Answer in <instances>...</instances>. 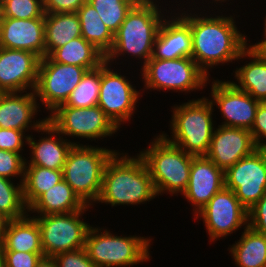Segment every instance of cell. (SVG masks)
<instances>
[{
	"label": "cell",
	"mask_w": 266,
	"mask_h": 267,
	"mask_svg": "<svg viewBox=\"0 0 266 267\" xmlns=\"http://www.w3.org/2000/svg\"><path fill=\"white\" fill-rule=\"evenodd\" d=\"M181 14L190 24L191 58L207 76L210 67L243 58L242 51L248 45L247 39L237 30L232 16L200 17L195 13V16L191 13V16Z\"/></svg>",
	"instance_id": "cell-1"
},
{
	"label": "cell",
	"mask_w": 266,
	"mask_h": 267,
	"mask_svg": "<svg viewBox=\"0 0 266 267\" xmlns=\"http://www.w3.org/2000/svg\"><path fill=\"white\" fill-rule=\"evenodd\" d=\"M115 153L106 163L102 189L96 202L111 206L133 205L150 201L157 196L153 180L144 160L128 153L119 158Z\"/></svg>",
	"instance_id": "cell-2"
},
{
	"label": "cell",
	"mask_w": 266,
	"mask_h": 267,
	"mask_svg": "<svg viewBox=\"0 0 266 267\" xmlns=\"http://www.w3.org/2000/svg\"><path fill=\"white\" fill-rule=\"evenodd\" d=\"M158 7L154 0H139L132 7L114 34L113 46L105 56L108 63L128 53L144 59L143 66L146 64L152 57L154 42L164 19Z\"/></svg>",
	"instance_id": "cell-3"
},
{
	"label": "cell",
	"mask_w": 266,
	"mask_h": 267,
	"mask_svg": "<svg viewBox=\"0 0 266 267\" xmlns=\"http://www.w3.org/2000/svg\"><path fill=\"white\" fill-rule=\"evenodd\" d=\"M139 156L150 172L157 195L165 191L172 195L183 194L189 183L194 155L184 152L159 134Z\"/></svg>",
	"instance_id": "cell-4"
},
{
	"label": "cell",
	"mask_w": 266,
	"mask_h": 267,
	"mask_svg": "<svg viewBox=\"0 0 266 267\" xmlns=\"http://www.w3.org/2000/svg\"><path fill=\"white\" fill-rule=\"evenodd\" d=\"M213 106L205 97L174 106L170 122L172 139L166 134L162 135L186 153L194 156L206 155L215 129L212 120Z\"/></svg>",
	"instance_id": "cell-5"
},
{
	"label": "cell",
	"mask_w": 266,
	"mask_h": 267,
	"mask_svg": "<svg viewBox=\"0 0 266 267\" xmlns=\"http://www.w3.org/2000/svg\"><path fill=\"white\" fill-rule=\"evenodd\" d=\"M115 153V150L80 143L69 150L62 169L63 179L86 205L98 200L105 165Z\"/></svg>",
	"instance_id": "cell-6"
},
{
	"label": "cell",
	"mask_w": 266,
	"mask_h": 267,
	"mask_svg": "<svg viewBox=\"0 0 266 267\" xmlns=\"http://www.w3.org/2000/svg\"><path fill=\"white\" fill-rule=\"evenodd\" d=\"M100 231L90 226L85 238L84 248L95 267H127L150 258V238L121 237L112 235L107 229Z\"/></svg>",
	"instance_id": "cell-7"
},
{
	"label": "cell",
	"mask_w": 266,
	"mask_h": 267,
	"mask_svg": "<svg viewBox=\"0 0 266 267\" xmlns=\"http://www.w3.org/2000/svg\"><path fill=\"white\" fill-rule=\"evenodd\" d=\"M146 89L190 92L204 88L208 76L192 58L160 60L150 58L142 68Z\"/></svg>",
	"instance_id": "cell-8"
},
{
	"label": "cell",
	"mask_w": 266,
	"mask_h": 267,
	"mask_svg": "<svg viewBox=\"0 0 266 267\" xmlns=\"http://www.w3.org/2000/svg\"><path fill=\"white\" fill-rule=\"evenodd\" d=\"M90 206L72 213L39 215L37 220L40 229L41 246L46 257L82 249L90 224L80 220ZM80 216V218H79Z\"/></svg>",
	"instance_id": "cell-9"
},
{
	"label": "cell",
	"mask_w": 266,
	"mask_h": 267,
	"mask_svg": "<svg viewBox=\"0 0 266 267\" xmlns=\"http://www.w3.org/2000/svg\"><path fill=\"white\" fill-rule=\"evenodd\" d=\"M47 121L61 134L94 139L112 136L119 130L98 106L74 108L60 105Z\"/></svg>",
	"instance_id": "cell-10"
},
{
	"label": "cell",
	"mask_w": 266,
	"mask_h": 267,
	"mask_svg": "<svg viewBox=\"0 0 266 267\" xmlns=\"http://www.w3.org/2000/svg\"><path fill=\"white\" fill-rule=\"evenodd\" d=\"M87 70L80 66L54 62L49 56L41 58L34 90L36 97L53 112L67 101Z\"/></svg>",
	"instance_id": "cell-11"
},
{
	"label": "cell",
	"mask_w": 266,
	"mask_h": 267,
	"mask_svg": "<svg viewBox=\"0 0 266 267\" xmlns=\"http://www.w3.org/2000/svg\"><path fill=\"white\" fill-rule=\"evenodd\" d=\"M225 187L250 210L266 192V158L257 148L225 172Z\"/></svg>",
	"instance_id": "cell-12"
},
{
	"label": "cell",
	"mask_w": 266,
	"mask_h": 267,
	"mask_svg": "<svg viewBox=\"0 0 266 267\" xmlns=\"http://www.w3.org/2000/svg\"><path fill=\"white\" fill-rule=\"evenodd\" d=\"M105 61L101 64V83L97 105L112 123L120 128L124 121L130 120L139 100V91L123 75L114 72Z\"/></svg>",
	"instance_id": "cell-13"
},
{
	"label": "cell",
	"mask_w": 266,
	"mask_h": 267,
	"mask_svg": "<svg viewBox=\"0 0 266 267\" xmlns=\"http://www.w3.org/2000/svg\"><path fill=\"white\" fill-rule=\"evenodd\" d=\"M206 225L210 240L226 237L241 226H248V210L240 203L235 193L223 187L196 214Z\"/></svg>",
	"instance_id": "cell-14"
},
{
	"label": "cell",
	"mask_w": 266,
	"mask_h": 267,
	"mask_svg": "<svg viewBox=\"0 0 266 267\" xmlns=\"http://www.w3.org/2000/svg\"><path fill=\"white\" fill-rule=\"evenodd\" d=\"M213 82L210 101L218 106L223 115L225 121L222 126L250 130L260 102L247 92L237 89L231 81Z\"/></svg>",
	"instance_id": "cell-15"
},
{
	"label": "cell",
	"mask_w": 266,
	"mask_h": 267,
	"mask_svg": "<svg viewBox=\"0 0 266 267\" xmlns=\"http://www.w3.org/2000/svg\"><path fill=\"white\" fill-rule=\"evenodd\" d=\"M39 63L32 52L0 47V89L5 93L34 91Z\"/></svg>",
	"instance_id": "cell-16"
},
{
	"label": "cell",
	"mask_w": 266,
	"mask_h": 267,
	"mask_svg": "<svg viewBox=\"0 0 266 267\" xmlns=\"http://www.w3.org/2000/svg\"><path fill=\"white\" fill-rule=\"evenodd\" d=\"M256 149L257 146L248 129L219 125L213 131L206 156L225 172Z\"/></svg>",
	"instance_id": "cell-17"
},
{
	"label": "cell",
	"mask_w": 266,
	"mask_h": 267,
	"mask_svg": "<svg viewBox=\"0 0 266 267\" xmlns=\"http://www.w3.org/2000/svg\"><path fill=\"white\" fill-rule=\"evenodd\" d=\"M45 14L40 18H3L0 25V47L25 50L45 57Z\"/></svg>",
	"instance_id": "cell-18"
},
{
	"label": "cell",
	"mask_w": 266,
	"mask_h": 267,
	"mask_svg": "<svg viewBox=\"0 0 266 267\" xmlns=\"http://www.w3.org/2000/svg\"><path fill=\"white\" fill-rule=\"evenodd\" d=\"M225 187L224 171L218 168L206 155L192 159L189 183L183 196L195 206V215L210 199Z\"/></svg>",
	"instance_id": "cell-19"
},
{
	"label": "cell",
	"mask_w": 266,
	"mask_h": 267,
	"mask_svg": "<svg viewBox=\"0 0 266 267\" xmlns=\"http://www.w3.org/2000/svg\"><path fill=\"white\" fill-rule=\"evenodd\" d=\"M172 17L171 20L170 18L169 20L163 19L154 42L151 58L160 60L191 58L190 24L181 15Z\"/></svg>",
	"instance_id": "cell-20"
},
{
	"label": "cell",
	"mask_w": 266,
	"mask_h": 267,
	"mask_svg": "<svg viewBox=\"0 0 266 267\" xmlns=\"http://www.w3.org/2000/svg\"><path fill=\"white\" fill-rule=\"evenodd\" d=\"M22 93L20 92L18 95L17 92H9L2 96L0 100V128L23 132L32 128L37 131L47 120L46 117L31 123L39 107L38 102H36L37 97L35 91H30V93L26 91V94L23 95Z\"/></svg>",
	"instance_id": "cell-21"
},
{
	"label": "cell",
	"mask_w": 266,
	"mask_h": 267,
	"mask_svg": "<svg viewBox=\"0 0 266 267\" xmlns=\"http://www.w3.org/2000/svg\"><path fill=\"white\" fill-rule=\"evenodd\" d=\"M37 132H45L50 136H46L35 142L33 137L29 135L27 144L31 147V159L25 163L27 166H40L43 168L62 170L69 150L74 142L63 139L60 133L47 120L37 130ZM58 135V138L54 135ZM62 137V138H61Z\"/></svg>",
	"instance_id": "cell-22"
},
{
	"label": "cell",
	"mask_w": 266,
	"mask_h": 267,
	"mask_svg": "<svg viewBox=\"0 0 266 267\" xmlns=\"http://www.w3.org/2000/svg\"><path fill=\"white\" fill-rule=\"evenodd\" d=\"M28 216L8 221L1 251L43 252L37 220Z\"/></svg>",
	"instance_id": "cell-23"
},
{
	"label": "cell",
	"mask_w": 266,
	"mask_h": 267,
	"mask_svg": "<svg viewBox=\"0 0 266 267\" xmlns=\"http://www.w3.org/2000/svg\"><path fill=\"white\" fill-rule=\"evenodd\" d=\"M86 204L63 179L41 194L29 207L28 212L39 215L72 213L82 210Z\"/></svg>",
	"instance_id": "cell-24"
},
{
	"label": "cell",
	"mask_w": 266,
	"mask_h": 267,
	"mask_svg": "<svg viewBox=\"0 0 266 267\" xmlns=\"http://www.w3.org/2000/svg\"><path fill=\"white\" fill-rule=\"evenodd\" d=\"M242 57L253 58V60L237 68L235 77L239 82L231 83L237 89L250 94L255 100L266 102V61L249 45L242 51Z\"/></svg>",
	"instance_id": "cell-25"
},
{
	"label": "cell",
	"mask_w": 266,
	"mask_h": 267,
	"mask_svg": "<svg viewBox=\"0 0 266 267\" xmlns=\"http://www.w3.org/2000/svg\"><path fill=\"white\" fill-rule=\"evenodd\" d=\"M45 56L69 41L81 36V25L76 12L45 13Z\"/></svg>",
	"instance_id": "cell-26"
},
{
	"label": "cell",
	"mask_w": 266,
	"mask_h": 267,
	"mask_svg": "<svg viewBox=\"0 0 266 267\" xmlns=\"http://www.w3.org/2000/svg\"><path fill=\"white\" fill-rule=\"evenodd\" d=\"M49 57L57 63L95 69L106 61L105 55L82 36L55 49Z\"/></svg>",
	"instance_id": "cell-27"
},
{
	"label": "cell",
	"mask_w": 266,
	"mask_h": 267,
	"mask_svg": "<svg viewBox=\"0 0 266 267\" xmlns=\"http://www.w3.org/2000/svg\"><path fill=\"white\" fill-rule=\"evenodd\" d=\"M241 238L230 248L238 267H266V235L244 226Z\"/></svg>",
	"instance_id": "cell-28"
},
{
	"label": "cell",
	"mask_w": 266,
	"mask_h": 267,
	"mask_svg": "<svg viewBox=\"0 0 266 267\" xmlns=\"http://www.w3.org/2000/svg\"><path fill=\"white\" fill-rule=\"evenodd\" d=\"M76 13L80 20L81 36L106 56L113 46L114 34L88 1Z\"/></svg>",
	"instance_id": "cell-29"
},
{
	"label": "cell",
	"mask_w": 266,
	"mask_h": 267,
	"mask_svg": "<svg viewBox=\"0 0 266 267\" xmlns=\"http://www.w3.org/2000/svg\"><path fill=\"white\" fill-rule=\"evenodd\" d=\"M62 180V170L25 165L23 197L26 206L29 207L41 194Z\"/></svg>",
	"instance_id": "cell-30"
},
{
	"label": "cell",
	"mask_w": 266,
	"mask_h": 267,
	"mask_svg": "<svg viewBox=\"0 0 266 267\" xmlns=\"http://www.w3.org/2000/svg\"><path fill=\"white\" fill-rule=\"evenodd\" d=\"M100 83L101 65L95 69L86 71L80 83L74 88L67 101L62 105L74 108L96 106L99 100Z\"/></svg>",
	"instance_id": "cell-31"
},
{
	"label": "cell",
	"mask_w": 266,
	"mask_h": 267,
	"mask_svg": "<svg viewBox=\"0 0 266 267\" xmlns=\"http://www.w3.org/2000/svg\"><path fill=\"white\" fill-rule=\"evenodd\" d=\"M27 212L28 207L23 197V184L16 186L10 179L0 176V213L7 219L14 220L26 216Z\"/></svg>",
	"instance_id": "cell-32"
},
{
	"label": "cell",
	"mask_w": 266,
	"mask_h": 267,
	"mask_svg": "<svg viewBox=\"0 0 266 267\" xmlns=\"http://www.w3.org/2000/svg\"><path fill=\"white\" fill-rule=\"evenodd\" d=\"M93 5L103 23L115 34L128 12L139 0H87Z\"/></svg>",
	"instance_id": "cell-33"
},
{
	"label": "cell",
	"mask_w": 266,
	"mask_h": 267,
	"mask_svg": "<svg viewBox=\"0 0 266 267\" xmlns=\"http://www.w3.org/2000/svg\"><path fill=\"white\" fill-rule=\"evenodd\" d=\"M2 5L6 18L33 19L45 14L43 0H2Z\"/></svg>",
	"instance_id": "cell-34"
},
{
	"label": "cell",
	"mask_w": 266,
	"mask_h": 267,
	"mask_svg": "<svg viewBox=\"0 0 266 267\" xmlns=\"http://www.w3.org/2000/svg\"><path fill=\"white\" fill-rule=\"evenodd\" d=\"M26 159L21 154L0 149V176L11 179V177H22L23 184Z\"/></svg>",
	"instance_id": "cell-35"
},
{
	"label": "cell",
	"mask_w": 266,
	"mask_h": 267,
	"mask_svg": "<svg viewBox=\"0 0 266 267\" xmlns=\"http://www.w3.org/2000/svg\"><path fill=\"white\" fill-rule=\"evenodd\" d=\"M4 267H36L44 252L1 251Z\"/></svg>",
	"instance_id": "cell-36"
},
{
	"label": "cell",
	"mask_w": 266,
	"mask_h": 267,
	"mask_svg": "<svg viewBox=\"0 0 266 267\" xmlns=\"http://www.w3.org/2000/svg\"><path fill=\"white\" fill-rule=\"evenodd\" d=\"M53 258L58 267H95L85 248L62 252Z\"/></svg>",
	"instance_id": "cell-37"
},
{
	"label": "cell",
	"mask_w": 266,
	"mask_h": 267,
	"mask_svg": "<svg viewBox=\"0 0 266 267\" xmlns=\"http://www.w3.org/2000/svg\"><path fill=\"white\" fill-rule=\"evenodd\" d=\"M25 132L15 129L0 128V149L6 151H12L15 153H21L24 145L29 136H24ZM24 138V139H23Z\"/></svg>",
	"instance_id": "cell-38"
},
{
	"label": "cell",
	"mask_w": 266,
	"mask_h": 267,
	"mask_svg": "<svg viewBox=\"0 0 266 267\" xmlns=\"http://www.w3.org/2000/svg\"><path fill=\"white\" fill-rule=\"evenodd\" d=\"M248 227L266 235V192L263 197L248 210Z\"/></svg>",
	"instance_id": "cell-39"
},
{
	"label": "cell",
	"mask_w": 266,
	"mask_h": 267,
	"mask_svg": "<svg viewBox=\"0 0 266 267\" xmlns=\"http://www.w3.org/2000/svg\"><path fill=\"white\" fill-rule=\"evenodd\" d=\"M249 131L255 145L259 148L264 141L263 139L261 141V138L264 137L266 140V102L259 103L252 128Z\"/></svg>",
	"instance_id": "cell-40"
},
{
	"label": "cell",
	"mask_w": 266,
	"mask_h": 267,
	"mask_svg": "<svg viewBox=\"0 0 266 267\" xmlns=\"http://www.w3.org/2000/svg\"><path fill=\"white\" fill-rule=\"evenodd\" d=\"M87 0H43L45 13L77 12Z\"/></svg>",
	"instance_id": "cell-41"
},
{
	"label": "cell",
	"mask_w": 266,
	"mask_h": 267,
	"mask_svg": "<svg viewBox=\"0 0 266 267\" xmlns=\"http://www.w3.org/2000/svg\"><path fill=\"white\" fill-rule=\"evenodd\" d=\"M264 33L265 37L261 42L249 46L266 61V29H264Z\"/></svg>",
	"instance_id": "cell-42"
},
{
	"label": "cell",
	"mask_w": 266,
	"mask_h": 267,
	"mask_svg": "<svg viewBox=\"0 0 266 267\" xmlns=\"http://www.w3.org/2000/svg\"><path fill=\"white\" fill-rule=\"evenodd\" d=\"M36 267H58L53 257H42Z\"/></svg>",
	"instance_id": "cell-43"
},
{
	"label": "cell",
	"mask_w": 266,
	"mask_h": 267,
	"mask_svg": "<svg viewBox=\"0 0 266 267\" xmlns=\"http://www.w3.org/2000/svg\"><path fill=\"white\" fill-rule=\"evenodd\" d=\"M9 219L0 213V247L2 246L4 240L5 229Z\"/></svg>",
	"instance_id": "cell-44"
},
{
	"label": "cell",
	"mask_w": 266,
	"mask_h": 267,
	"mask_svg": "<svg viewBox=\"0 0 266 267\" xmlns=\"http://www.w3.org/2000/svg\"><path fill=\"white\" fill-rule=\"evenodd\" d=\"M3 18H4V15H3V5H2V0H0V25L3 22Z\"/></svg>",
	"instance_id": "cell-45"
},
{
	"label": "cell",
	"mask_w": 266,
	"mask_h": 267,
	"mask_svg": "<svg viewBox=\"0 0 266 267\" xmlns=\"http://www.w3.org/2000/svg\"><path fill=\"white\" fill-rule=\"evenodd\" d=\"M259 149L262 151V153L264 154L265 158H266V142H264Z\"/></svg>",
	"instance_id": "cell-46"
},
{
	"label": "cell",
	"mask_w": 266,
	"mask_h": 267,
	"mask_svg": "<svg viewBox=\"0 0 266 267\" xmlns=\"http://www.w3.org/2000/svg\"><path fill=\"white\" fill-rule=\"evenodd\" d=\"M0 267H4L3 256H2L1 250H0Z\"/></svg>",
	"instance_id": "cell-47"
},
{
	"label": "cell",
	"mask_w": 266,
	"mask_h": 267,
	"mask_svg": "<svg viewBox=\"0 0 266 267\" xmlns=\"http://www.w3.org/2000/svg\"><path fill=\"white\" fill-rule=\"evenodd\" d=\"M4 93H5V92H4L3 90L0 89V100H1L2 96L4 95Z\"/></svg>",
	"instance_id": "cell-48"
}]
</instances>
